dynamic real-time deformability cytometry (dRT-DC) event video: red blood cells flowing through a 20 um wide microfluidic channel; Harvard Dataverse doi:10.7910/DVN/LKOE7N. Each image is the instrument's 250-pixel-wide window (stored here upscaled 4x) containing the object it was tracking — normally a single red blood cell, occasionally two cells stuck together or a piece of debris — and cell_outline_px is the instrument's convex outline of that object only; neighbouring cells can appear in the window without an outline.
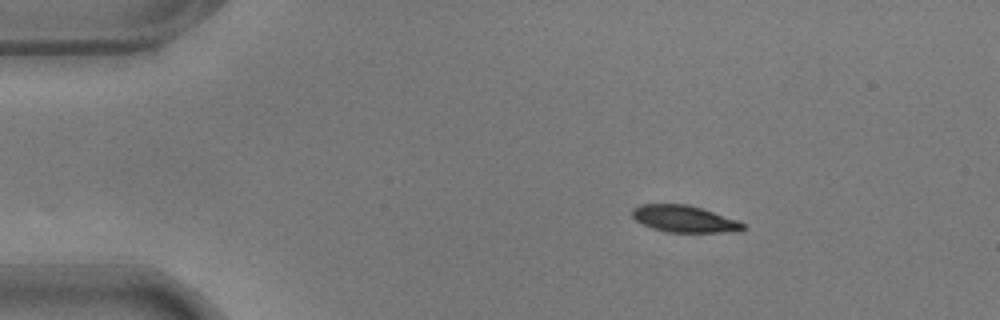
{"species": "common noctule bat (a hibernating species)", "species_latin": "Nyctalus noctula", "temperature_condition": "warm", "stored_images_in_passage": 48, "camera_frame_rate_fps": 3000, "um_per_image_px": 0.085, "animal": {"sex": "male", "body_mass_g": 17.9}, "frame": {"image": 1, "passage_image": 1, "time_ms": 0.0, "image_size_px": [1000, 320], "cell_outline_px": [[744, 228], [740, 232], [664, 232], [652, 228], [636, 220], [632, 216], [632, 208], [640, 204], [688, 204], [736, 220], [744, 224]], "centroid_in_image_um": [58.13, 18.61], "position_along_channel_um": 26.9, "area_um2": 17.17}}
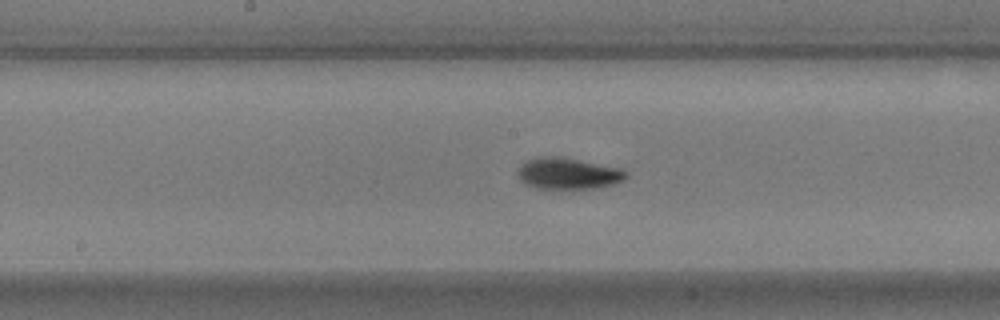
{"frame": {"image": 2, "passage_image": 21, "time_ms": 6.667, "image_size_px": [1000, 320], "cell_outline_px": [[628, 176], [624, 180], [600, 188], [536, 188], [524, 184], [520, 180], [516, 172], [520, 164], [524, 160], [540, 156], [560, 156], [620, 168], [628, 172]], "centroid_in_image_um": [48.24, 14.73], "position_along_channel_um": 200.0, "area_um2": 20.06}}
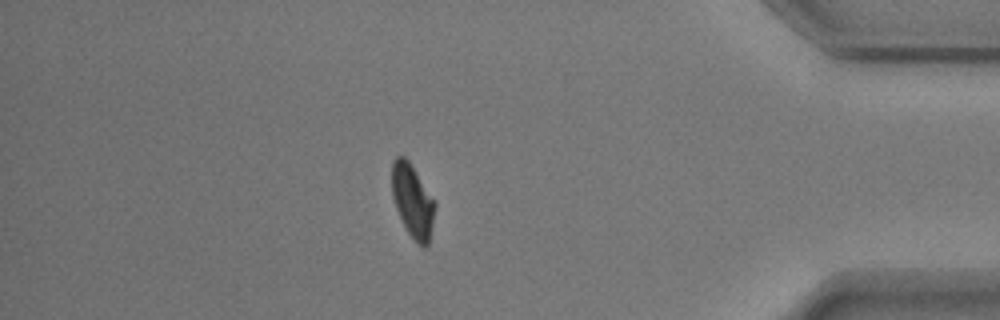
{"frame": {"image": 3, "passage_image": 41, "time_ms": 13.333, "image_size_px": [1000, 320], "cell_outline_px": [[436, 204], [428, 244], [424, 248], [416, 244], [408, 232], [396, 208], [392, 196], [392, 160], [396, 156], [404, 156], [408, 160], [436, 200]], "centroid_in_image_um": [35.08, 17.06], "position_along_channel_um": 400.1, "area_um2": 18.38}, "authors_computed_cell_mechanics": {"area_um2": 18.8139, "velocity_mm_per_s": 3.5576, "shape_relaxation_time_tau1_ms": 6.4815, "shape_relaxation_time_tau2_ms": 1.8822, "deformation_change_tau1": 0.265, "deformation_change_tau2": 0.0495}}